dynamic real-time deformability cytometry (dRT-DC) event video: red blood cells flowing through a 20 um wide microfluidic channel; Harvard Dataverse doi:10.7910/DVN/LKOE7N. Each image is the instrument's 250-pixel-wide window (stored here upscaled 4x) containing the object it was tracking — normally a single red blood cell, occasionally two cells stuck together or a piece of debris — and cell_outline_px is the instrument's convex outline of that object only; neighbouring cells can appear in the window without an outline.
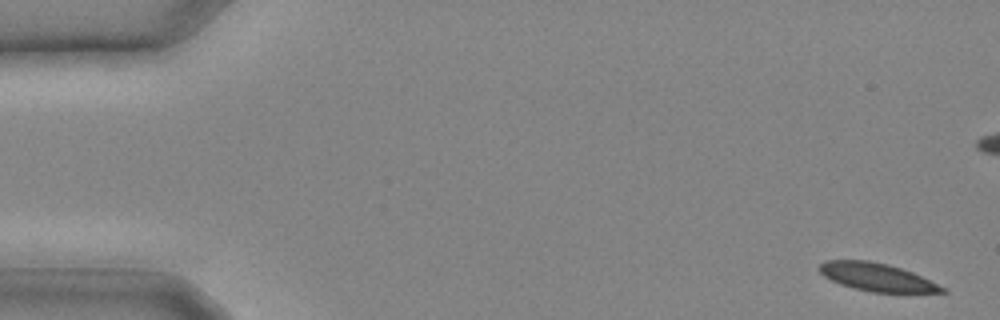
{"species": "common noctule bat (a hibernating species)", "species_latin": "Nyctalus noctula", "temperature_condition": "cold", "stored_images_in_passage": 9, "camera_frame_rate_fps": 3000, "um_per_image_px": 0.085, "animal": {"sex": "male", "body_mass_g": 20.4}, "frame": {"image": 1, "passage_image": 1, "time_ms": 0.0, "image_size_px": [1000, 320], "cell_outline_px": [[948, 292], [872, 292], [840, 284], [824, 276], [816, 268], [824, 260], [868, 260], [888, 264], [912, 272], [948, 288]], "centroid_in_image_um": [74.53, 23.54], "position_along_channel_um": 10.5, "area_um2": 19.94}}